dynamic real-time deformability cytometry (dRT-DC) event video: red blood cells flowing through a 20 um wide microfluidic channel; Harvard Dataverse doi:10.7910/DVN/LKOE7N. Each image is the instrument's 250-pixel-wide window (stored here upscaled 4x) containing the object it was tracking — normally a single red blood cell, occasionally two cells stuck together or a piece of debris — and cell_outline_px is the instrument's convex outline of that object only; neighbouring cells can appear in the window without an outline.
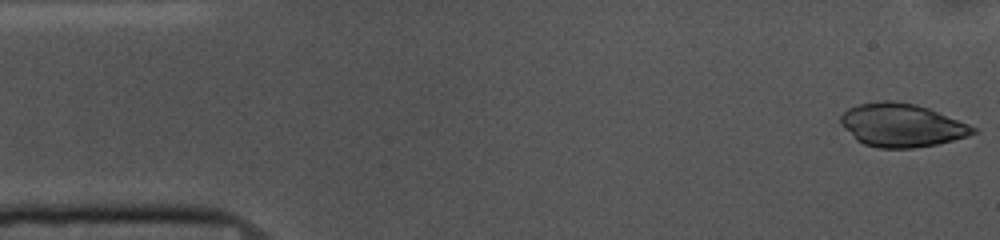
{"species": "common noctule bat (a hibernating species)", "species_latin": "Nyctalus noctula", "temperature_condition": "cold", "stored_images_in_passage": 52, "camera_frame_rate_fps": 3000, "um_per_image_px": 0.085, "animal": {"sex": "female", "body_mass_g": 10.0, "forearm_length_mm": 53.1}, "frame": {"image": 1, "passage_image": 1, "time_ms": 0.0, "image_size_px": [1000, 240], "cell_outline_px": [[980, 132], [968, 136], [936, 144], [912, 148], [880, 148], [864, 144], [856, 140], [840, 124], [840, 116], [848, 108], [860, 104], [880, 100], [892, 100], [916, 104], [928, 108], [968, 124], [976, 128]], "centroid_in_image_um": [76.63, 10.64], "position_along_channel_um": 8.4, "area_um2": 33.35}}
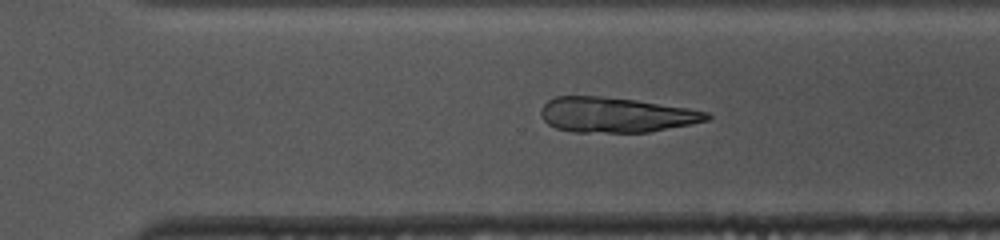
{"frame": {"image": 2, "passage_image": 35, "time_ms": 11.333, "image_size_px": [1000, 240], "cell_outline_px": [[712, 116], [708, 120], [648, 132], [572, 132], [556, 128], [548, 124], [540, 116], [540, 108], [548, 100], [556, 96], [596, 96], [636, 100], [692, 108], [708, 112]], "centroid_in_image_um": [52.33, 9.76], "position_along_channel_um": 318.3, "area_um2": 33.93}}